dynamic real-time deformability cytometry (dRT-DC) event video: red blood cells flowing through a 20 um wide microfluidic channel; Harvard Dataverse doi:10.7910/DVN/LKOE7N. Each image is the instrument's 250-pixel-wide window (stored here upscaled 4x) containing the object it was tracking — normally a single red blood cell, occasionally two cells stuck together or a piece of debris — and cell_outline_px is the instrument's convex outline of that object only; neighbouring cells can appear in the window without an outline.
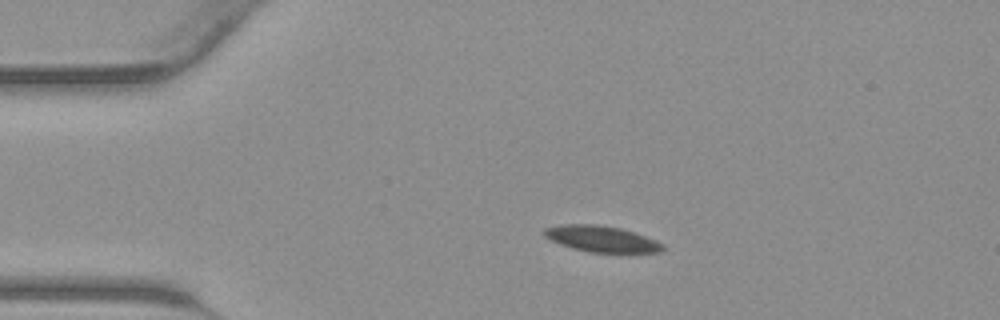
{"species": "common noctule bat (a hibernating species)", "species_latin": "Nyctalus noctula", "temperature_condition": "warm", "stored_images_in_passage": 36, "camera_frame_rate_fps": 3000, "um_per_image_px": 0.085, "animal": {"sex": "male", "body_mass_g": 23.1, "forearm_length_mm": 52.7}, "frame": {"image": 1, "passage_image": 1, "time_ms": 0.0, "image_size_px": [1000, 320], "cell_outline_px": [[664, 248], [660, 252], [588, 252], [572, 248], [560, 244], [544, 236], [544, 228], [568, 224], [596, 224], [620, 228], [656, 240], [664, 244]], "centroid_in_image_um": [51.13, 20.31], "position_along_channel_um": 33.9, "area_um2": 17.74}}
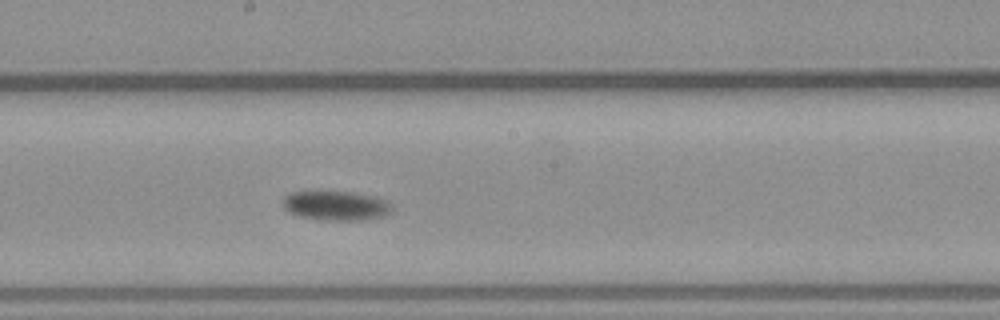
{"frame": {"image": 2, "passage_image": 16, "time_ms": 5.0, "image_size_px": [1000, 320], "cell_outline_px": [[392, 212], [384, 216], [368, 220], [324, 220], [300, 216], [284, 208], [284, 196], [288, 192], [356, 192], [380, 196], [388, 200], [392, 204]], "centroid_in_image_um": [28.67, 17.47], "position_along_channel_um": 219.5, "area_um2": 18.96}}
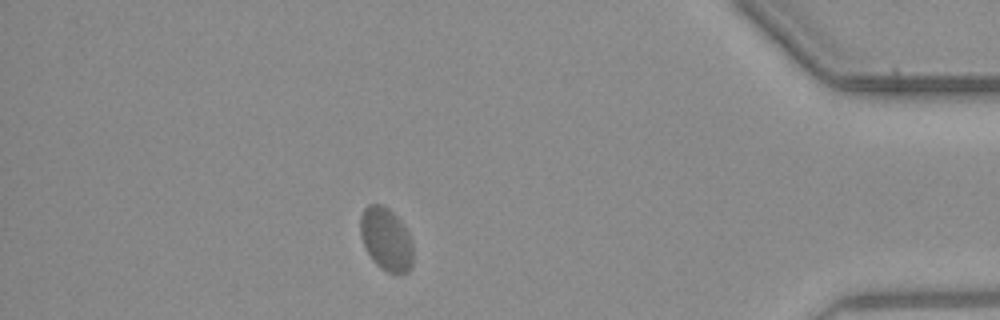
{"frame": {"image": 3, "passage_image": 31, "time_ms": 10.0, "image_size_px": [1000, 320], "cell_outline_px": [[412, 264], [408, 272], [400, 276], [388, 272], [380, 268], [372, 260], [364, 244], [360, 232], [360, 216], [364, 208], [368, 204], [380, 204], [388, 208], [400, 220], [408, 232], [412, 240]], "centroid_in_image_um": [32.83, 20.35], "position_along_channel_um": 402.4, "area_um2": 19.54}}